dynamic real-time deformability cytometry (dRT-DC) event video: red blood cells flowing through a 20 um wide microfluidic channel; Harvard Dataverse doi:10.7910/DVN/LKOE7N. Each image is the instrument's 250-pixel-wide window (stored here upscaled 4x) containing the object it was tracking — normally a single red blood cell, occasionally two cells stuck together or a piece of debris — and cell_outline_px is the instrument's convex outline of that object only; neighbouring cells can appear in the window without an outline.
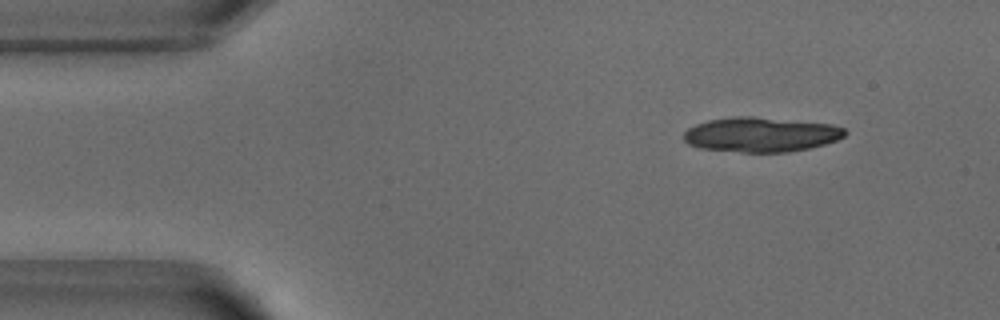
{"species": "common noctule bat (a hibernating species)", "species_latin": "Nyctalus noctula", "temperature_condition": "warm", "stored_images_in_passage": 51, "camera_frame_rate_fps": 3000, "um_per_image_px": 0.085, "animal": {"sex": "male", "body_mass_g": 18.8}, "frame": {"image": 1, "passage_image": 5, "time_ms": 1.333, "image_size_px": [1000, 320], "cell_outline_px": [[848, 132], [844, 136], [836, 140], [824, 144], [808, 148], [788, 152], [740, 152], [700, 148], [688, 144], [684, 140], [684, 132], [688, 128], [696, 124], [708, 120], [732, 116], [752, 116], [832, 124], [844, 128]], "centroid_in_image_um": [64.66, 11.43], "position_along_channel_um": 20.3, "area_um2": 32.66}}
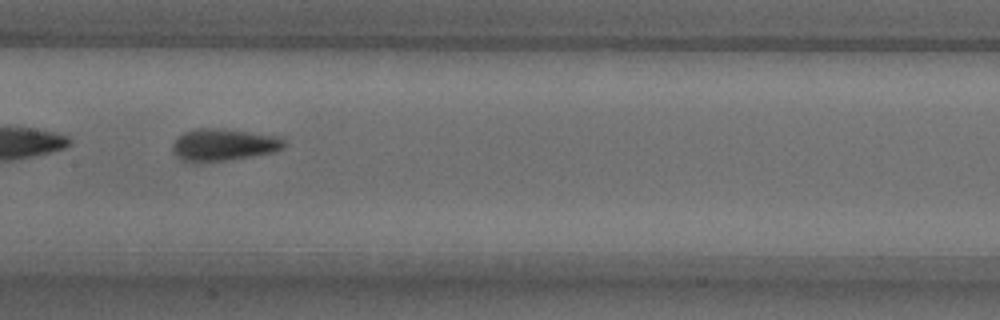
{"frame": {"image": 2, "passage_image": 24, "time_ms": 7.667, "image_size_px": [1000, 320], "cell_outline_px": [[284, 148], [276, 152], [228, 160], [180, 160], [172, 152], [172, 144], [184, 132], [196, 128], [224, 128], [280, 136], [284, 140]], "centroid_in_image_um": [19.05, 12.27], "position_along_channel_um": 188.3, "area_um2": 20.75}}
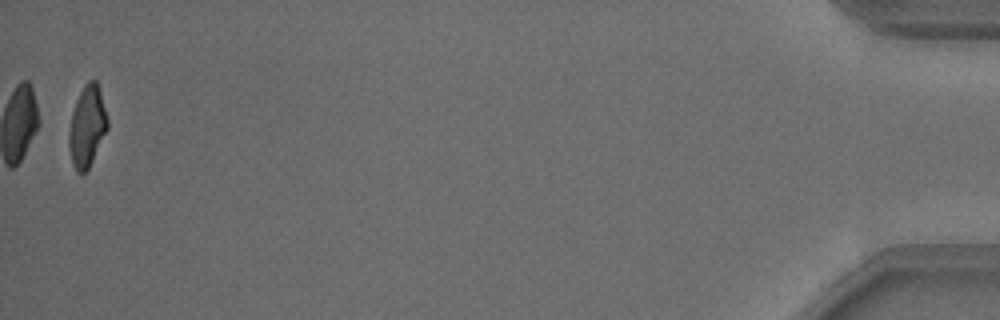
{"frame": {"image": 3, "passage_image": 50, "time_ms": 16.333, "image_size_px": [1000, 320], "cell_outline_px": [[108, 128], [88, 168], [84, 172], [76, 172], [72, 164], [68, 144], [68, 136], [72, 112], [76, 100], [84, 84], [88, 80], [96, 80], [100, 92], [108, 120]], "centroid_in_image_um": [7.39, 10.73], "position_along_channel_um": 427.8, "area_um2": 17.98}, "authors_computed_cell_mechanics": {"area_um2": 20.4034, "velocity_mm_per_s": 3.8871, "shape_relaxation_time_tau1_ms": 4.363, "shape_relaxation_time_tau2_ms": 2.1998, "deformation_change_tau1": 0.1609, "deformation_change_tau2": 0.0944}}